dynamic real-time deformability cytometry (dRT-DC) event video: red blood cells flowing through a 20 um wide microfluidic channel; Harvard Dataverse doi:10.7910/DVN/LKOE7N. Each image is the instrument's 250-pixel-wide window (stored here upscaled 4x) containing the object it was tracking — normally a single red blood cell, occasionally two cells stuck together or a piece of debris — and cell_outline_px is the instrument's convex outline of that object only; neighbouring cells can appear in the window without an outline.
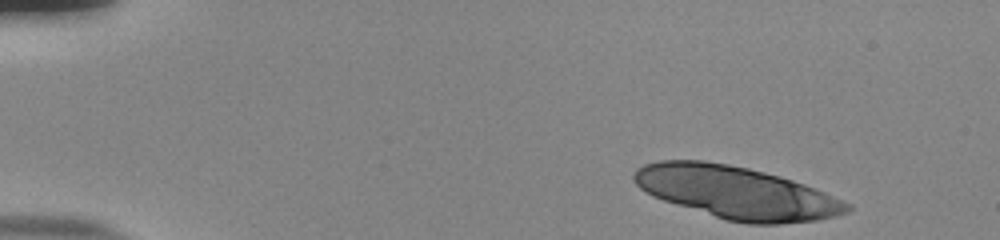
{"species": "human", "species_latin": "Homo sapiens", "temperature_condition": "room temperature", "stored_images_in_passage": 14, "camera_frame_rate_fps": 3000, "um_per_image_px": 0.085, "donor": {"sex": "male"}, "frame": {"image": 1, "passage_image": 1, "time_ms": 0.0, "image_size_px": [1000, 240], "cell_outline_px": [[852, 208], [848, 212], [836, 216], [816, 220], [780, 224], [748, 224], [724, 220], [652, 196], [640, 188], [632, 180], [632, 176], [636, 168], [644, 164], [660, 160], [704, 160], [728, 164], [748, 168], [780, 176], [804, 184], [824, 192], [852, 204]], "centroid_in_image_um": [62.59, 16.37], "position_along_channel_um": 22.4, "area_um2": 65.2}}